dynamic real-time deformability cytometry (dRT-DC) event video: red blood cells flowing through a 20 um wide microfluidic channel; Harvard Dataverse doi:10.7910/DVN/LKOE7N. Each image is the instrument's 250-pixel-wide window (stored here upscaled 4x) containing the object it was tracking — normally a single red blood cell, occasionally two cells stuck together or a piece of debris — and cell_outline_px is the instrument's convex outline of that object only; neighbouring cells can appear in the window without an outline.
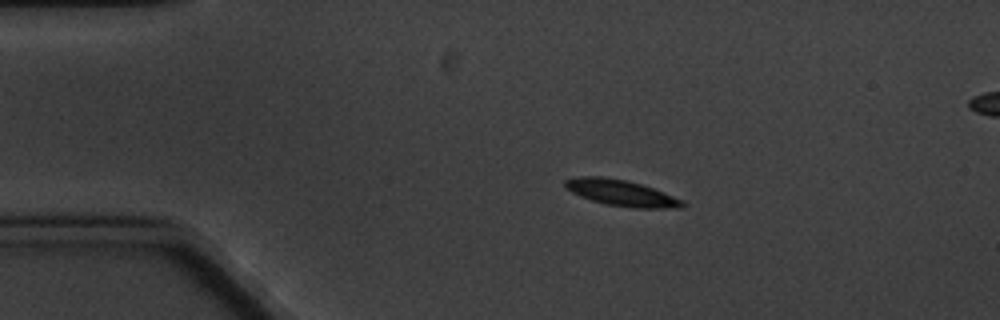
{"species": "common noctule bat (a hibernating species)", "species_latin": "Nyctalus noctula", "temperature_condition": "cold", "stored_images_in_passage": 5, "camera_frame_rate_fps": 3000, "um_per_image_px": 0.085, "animal": {"sex": "male", "body_mass_g": 20.1, "forearm_length_mm": 53.5}, "frame": {"image": 1, "passage_image": 3, "time_ms": 2.333, "image_size_px": [1000, 320], "cell_outline_px": [[688, 204], [684, 208], [632, 208], [604, 204], [580, 196], [564, 188], [564, 180], [580, 176], [604, 176], [624, 180], [640, 184], [652, 188], [684, 200]], "centroid_in_image_um": [52.82, 16.41], "position_along_channel_um": 32.2, "area_um2": 17.98}}